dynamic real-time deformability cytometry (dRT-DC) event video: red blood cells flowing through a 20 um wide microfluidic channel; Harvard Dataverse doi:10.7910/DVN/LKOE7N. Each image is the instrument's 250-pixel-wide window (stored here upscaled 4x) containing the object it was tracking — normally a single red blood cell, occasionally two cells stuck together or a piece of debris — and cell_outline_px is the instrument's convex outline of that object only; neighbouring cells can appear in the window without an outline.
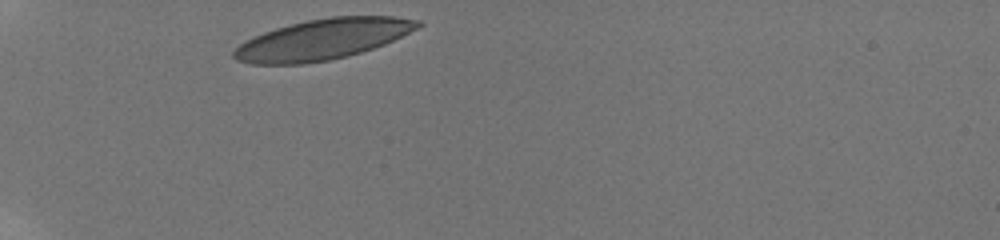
{"species": "human", "species_latin": "Homo sapiens", "temperature_condition": "room temperature", "stored_images_in_passage": 31, "camera_frame_rate_fps": 3000, "um_per_image_px": 0.085, "donor": {"sex": "male"}, "frame": {"image": 1, "passage_image": 1, "time_ms": 0.0, "image_size_px": [1000, 240], "cell_outline_px": [[424, 24], [384, 44], [360, 52], [328, 60], [304, 64], [252, 64], [236, 60], [232, 56], [232, 52], [244, 40], [264, 32], [276, 28], [308, 20], [332, 16], [392, 16], [424, 20]], "centroid_in_image_um": [27.41, 3.34], "position_along_channel_um": 57.6, "area_um2": 43.18}}
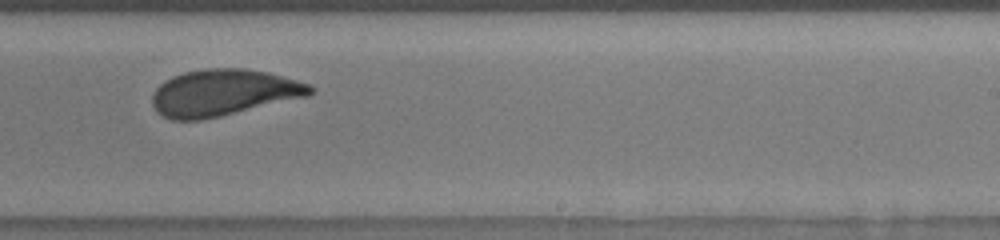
{"frame": {"image": 2, "passage_image": 20, "time_ms": 6.333, "image_size_px": [1000, 240], "cell_outline_px": [[316, 88], [308, 96], [220, 116], [200, 120], [172, 120], [160, 116], [156, 112], [152, 104], [152, 96], [156, 88], [164, 80], [172, 76], [184, 72], [208, 68], [244, 68], [268, 72], [312, 84]], "centroid_in_image_um": [18.97, 7.87], "position_along_channel_um": 270.0, "area_um2": 43.0}}
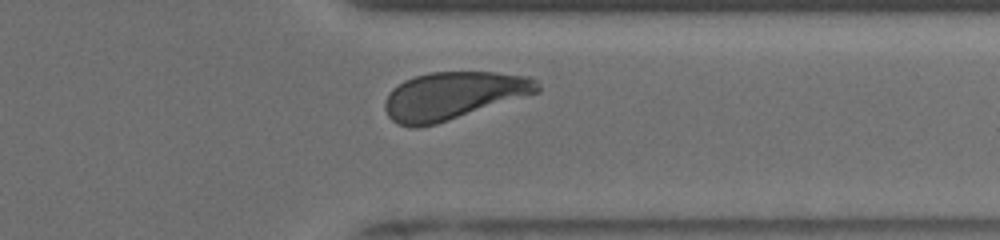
{"frame": {"image": 3, "passage_image": 28, "time_ms": 9.0, "image_size_px": [1000, 240], "cell_outline_px": [[540, 92], [436, 124], [400, 124], [392, 120], [388, 116], [384, 108], [384, 104], [392, 88], [404, 80], [428, 72], [496, 72], [528, 76], [536, 80], [540, 84]], "centroid_in_image_um": [38.58, 8.09], "position_along_channel_um": 372.8, "area_um2": 41.73}, "authors_computed_cell_mechanics": {"area_um2": 43.061, "velocity_mm_per_s": 3.8339, "shape_relaxation_time_tau1_ms": 3.6765, "shape_relaxation_time_tau2_ms": 1.1049, "deformation_change_tau1": 0.1413, "deformation_change_tau2": 0.0643}}